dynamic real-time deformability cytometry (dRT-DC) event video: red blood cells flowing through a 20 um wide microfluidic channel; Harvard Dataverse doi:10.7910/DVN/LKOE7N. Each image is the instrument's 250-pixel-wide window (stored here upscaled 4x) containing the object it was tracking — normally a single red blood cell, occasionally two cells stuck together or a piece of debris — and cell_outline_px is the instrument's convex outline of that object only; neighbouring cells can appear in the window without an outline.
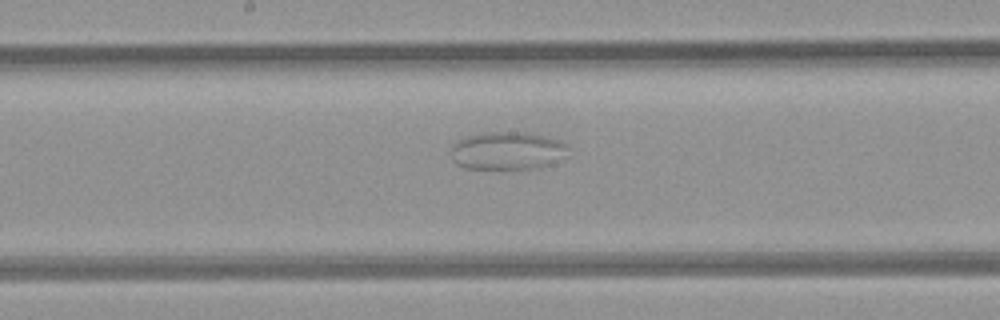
{"species": "common noctule bat (a hibernating species)", "species_latin": "Nyctalus noctula", "temperature_condition": "room temperature", "stored_images_in_passage": 10, "camera_frame_rate_fps": 3000, "um_per_image_px": 0.085, "animal": {"sex": "female", "body_mass_g": 21.9}, "frame": {"image": 1, "passage_image": 10, "time_ms": 11.667, "image_size_px": [1000, 320], "cell_outline_px": [[568, 144], [548, 164], [532, 168], [464, 168], [456, 164], [452, 160], [452, 144], [456, 140], [468, 136], [488, 132], [520, 132], [544, 136], [560, 140]], "centroid_in_image_um": [42.97, 12.79], "position_along_channel_um": 205.2, "area_um2": 24.91}}